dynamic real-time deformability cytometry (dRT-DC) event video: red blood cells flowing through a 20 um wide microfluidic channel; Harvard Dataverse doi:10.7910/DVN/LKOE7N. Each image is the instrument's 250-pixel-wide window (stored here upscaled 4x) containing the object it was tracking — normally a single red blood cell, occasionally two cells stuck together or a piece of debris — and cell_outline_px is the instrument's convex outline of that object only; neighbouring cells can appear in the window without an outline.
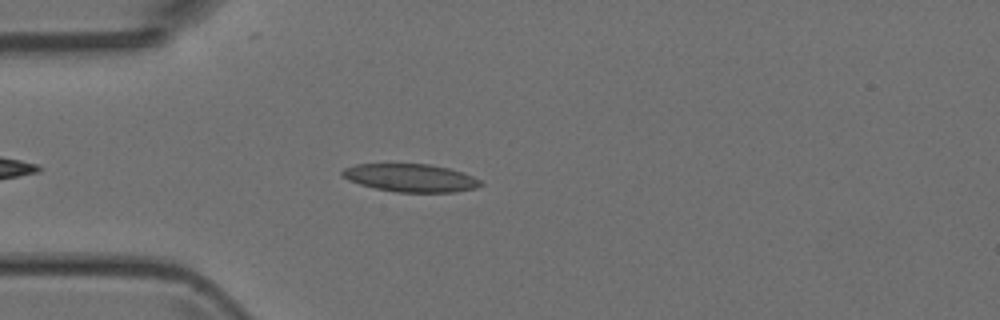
{"species": "Egyptian fruit bat (a non-hibernating species)", "species_latin": "Rousettus aegyptiacus", "temperature_condition": "room temperature", "stored_images_in_passage": 38, "camera_frame_rate_fps": 3000, "um_per_image_px": 0.085, "animal": {"sex": "female"}, "frame": {"image": 1, "passage_image": 6, "time_ms": 1.667, "image_size_px": [1000, 320], "cell_outline_px": [[484, 184], [476, 188], [452, 192], [396, 192], [376, 188], [360, 184], [348, 180], [340, 172], [344, 168], [356, 164], [428, 164], [448, 168], [472, 176], [480, 180]], "centroid_in_image_um": [34.9, 15.12], "position_along_channel_um": 50.1, "area_um2": 22.31}}
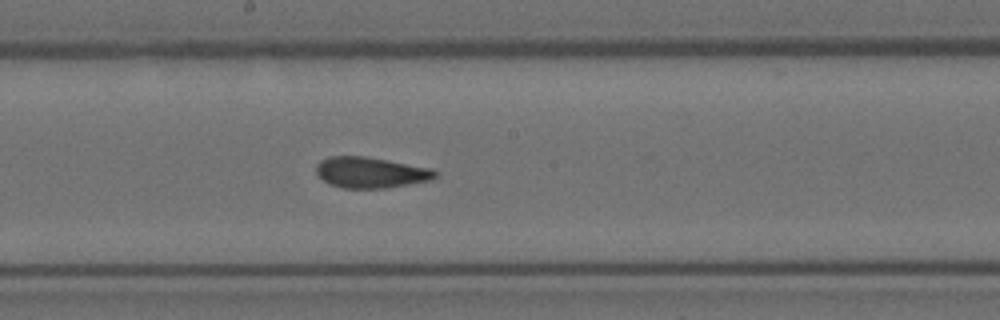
{"frame": {"image": 2, "passage_image": 19, "time_ms": 6.0, "image_size_px": [1000, 320], "cell_outline_px": [[440, 172], [432, 180], [384, 188], [344, 188], [328, 184], [316, 172], [316, 164], [320, 160], [328, 156], [364, 156], [388, 160], [432, 168]], "centroid_in_image_um": [31.52, 14.65], "position_along_channel_um": 216.7, "area_um2": 21.5}}
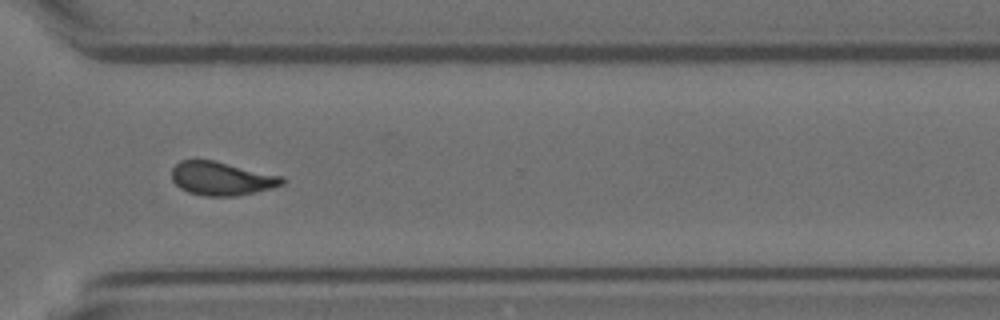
{"frame": {"image": 3, "passage_image": 29, "time_ms": 9.333, "image_size_px": [1000, 320], "cell_outline_px": [[284, 184], [272, 188], [236, 196], [204, 196], [188, 192], [180, 188], [172, 180], [172, 168], [180, 160], [212, 160], [284, 176]], "centroid_in_image_um": [18.84, 15.18], "position_along_channel_um": 351.8, "area_um2": 21.56}}